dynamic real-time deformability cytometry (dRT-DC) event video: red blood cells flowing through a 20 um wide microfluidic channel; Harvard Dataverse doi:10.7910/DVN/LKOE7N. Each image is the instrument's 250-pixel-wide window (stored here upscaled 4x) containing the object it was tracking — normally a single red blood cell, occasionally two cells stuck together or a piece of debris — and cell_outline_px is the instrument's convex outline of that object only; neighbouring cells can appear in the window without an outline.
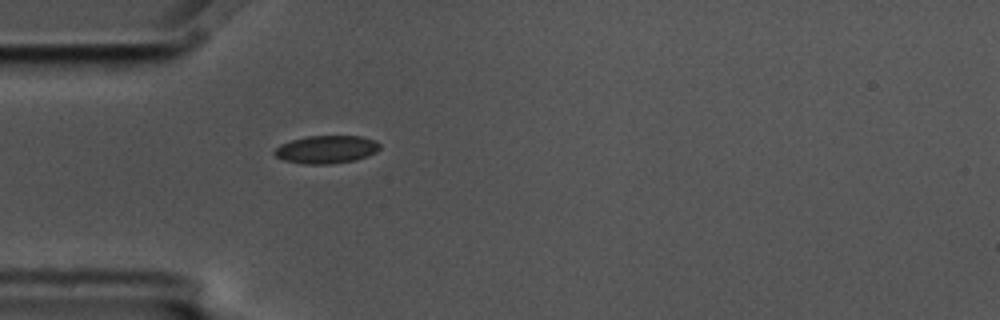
{"species": "common noctule bat (a hibernating species)", "species_latin": "Nyctalus noctula", "temperature_condition": "cold", "stored_images_in_passage": 4, "camera_frame_rate_fps": 3000, "um_per_image_px": 0.085, "animal": {"sex": "male", "body_mass_g": 17.5, "forearm_length_mm": 52.3}, "frame": {"image": 1, "passage_image": 4, "time_ms": 1.0, "image_size_px": [1000, 320], "cell_outline_px": [[380, 148], [376, 152], [368, 156], [356, 160], [328, 164], [304, 164], [284, 160], [276, 156], [272, 152], [280, 144], [292, 140], [308, 136], [360, 136], [376, 140], [380, 144]], "centroid_in_image_um": [27.76, 12.7], "position_along_channel_um": 57.2, "area_um2": 17.17}}